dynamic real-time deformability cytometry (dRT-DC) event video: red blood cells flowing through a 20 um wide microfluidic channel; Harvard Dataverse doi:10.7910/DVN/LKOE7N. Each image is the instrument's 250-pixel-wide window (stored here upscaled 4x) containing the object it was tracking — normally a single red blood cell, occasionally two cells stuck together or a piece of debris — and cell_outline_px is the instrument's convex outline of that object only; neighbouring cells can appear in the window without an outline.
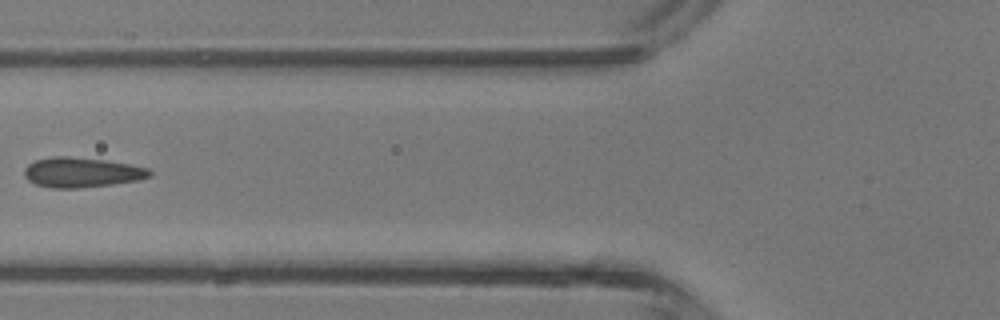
{"species": "common noctule bat (a hibernating species)", "species_latin": "Nyctalus noctula", "temperature_condition": "room temperature", "stored_images_in_passage": 4, "camera_frame_rate_fps": 3000, "um_per_image_px": 0.085, "animal": {"sex": "male", "body_mass_g": 13.3}, "frame": {"image": 1, "passage_image": 4, "time_ms": 4.333, "image_size_px": [1000, 320], "cell_outline_px": [[152, 176], [140, 180], [112, 184], [76, 188], [48, 188], [36, 184], [28, 180], [24, 176], [24, 168], [28, 164], [36, 160], [56, 156], [68, 156], [108, 160], [148, 168], [152, 172]], "centroid_in_image_um": [6.95, 14.65], "position_along_channel_um": 118.9, "area_um2": 21.96}}